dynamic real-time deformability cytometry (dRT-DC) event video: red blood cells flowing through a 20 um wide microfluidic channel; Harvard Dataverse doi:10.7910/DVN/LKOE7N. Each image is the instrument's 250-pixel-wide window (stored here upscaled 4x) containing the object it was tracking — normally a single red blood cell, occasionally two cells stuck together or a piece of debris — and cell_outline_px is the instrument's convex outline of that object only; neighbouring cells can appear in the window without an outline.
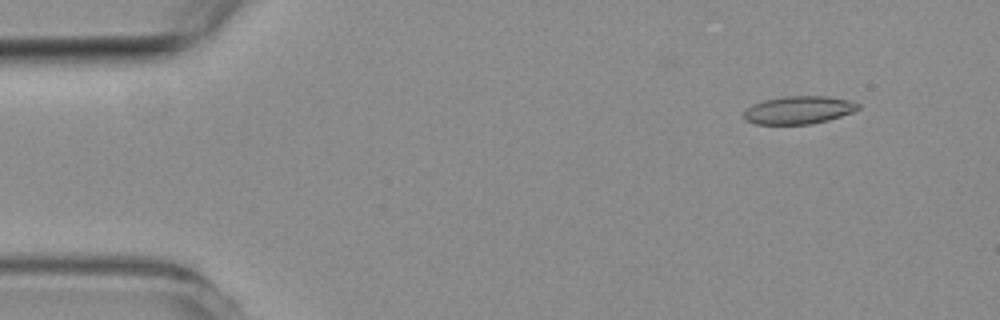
{"species": "common noctule bat (a hibernating species)", "species_latin": "Nyctalus noctula", "temperature_condition": "room temperature", "stored_images_in_passage": 4, "camera_frame_rate_fps": 3000, "um_per_image_px": 0.085, "animal": {"sex": "female", "body_mass_g": 19.3, "forearm_length_mm": 54.1}, "frame": {"image": 1, "passage_image": 2, "time_ms": 1.0, "image_size_px": [1000, 320], "cell_outline_px": [[860, 108], [852, 112], [828, 120], [812, 124], [756, 124], [744, 120], [744, 112], [752, 104], [764, 100], [784, 96], [828, 96], [848, 100], [860, 104]], "centroid_in_image_um": [67.88, 9.35], "position_along_channel_um": 17.1, "area_um2": 18.55}}